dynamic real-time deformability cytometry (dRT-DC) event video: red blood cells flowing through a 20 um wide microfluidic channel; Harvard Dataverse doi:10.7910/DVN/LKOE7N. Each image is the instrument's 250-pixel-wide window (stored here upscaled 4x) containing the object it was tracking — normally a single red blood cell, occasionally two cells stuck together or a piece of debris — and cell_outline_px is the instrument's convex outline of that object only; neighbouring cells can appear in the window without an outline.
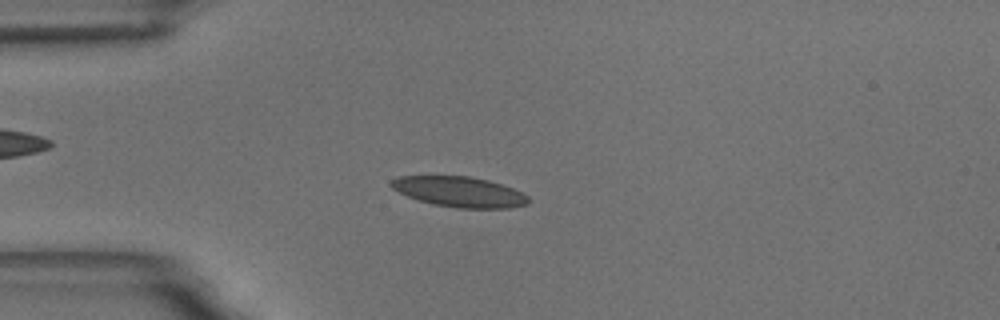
{"species": "common noctule bat (a hibernating species)", "species_latin": "Nyctalus noctula", "temperature_condition": "room temperature", "stored_images_in_passage": 55, "camera_frame_rate_fps": 3000, "um_per_image_px": 0.085, "animal": {"sex": "male", "body_mass_g": 18.8}, "frame": {"image": 1, "passage_image": 12, "time_ms": 3.667, "image_size_px": [1000, 320], "cell_outline_px": [[528, 204], [508, 208], [456, 208], [432, 204], [408, 196], [392, 188], [388, 184], [392, 180], [400, 176], [468, 176], [488, 180], [512, 188], [528, 196]], "centroid_in_image_um": [39.04, 16.3], "position_along_channel_um": 46.0, "area_um2": 24.04}}
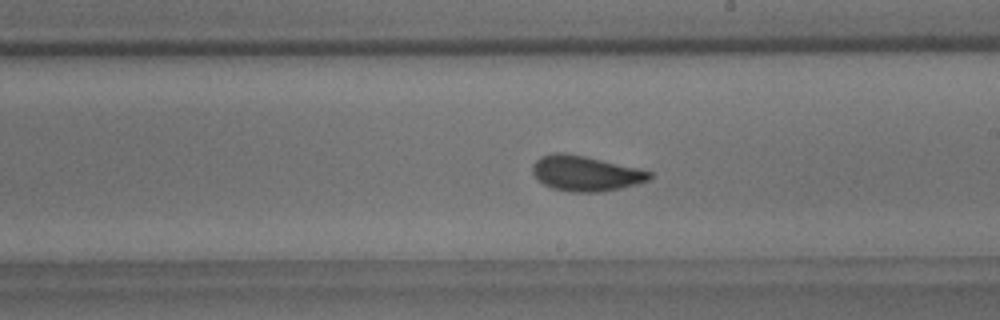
{"frame": {"image": 2, "passage_image": 30, "time_ms": 9.667, "image_size_px": [1000, 320], "cell_outline_px": [[652, 176], [648, 180], [636, 184], [620, 188], [600, 192], [572, 192], [552, 188], [544, 184], [532, 172], [532, 164], [540, 156], [552, 152], [564, 152], [584, 156], [640, 168], [652, 172]], "centroid_in_image_um": [49.77, 14.72], "position_along_channel_um": 239.2, "area_um2": 24.04}}
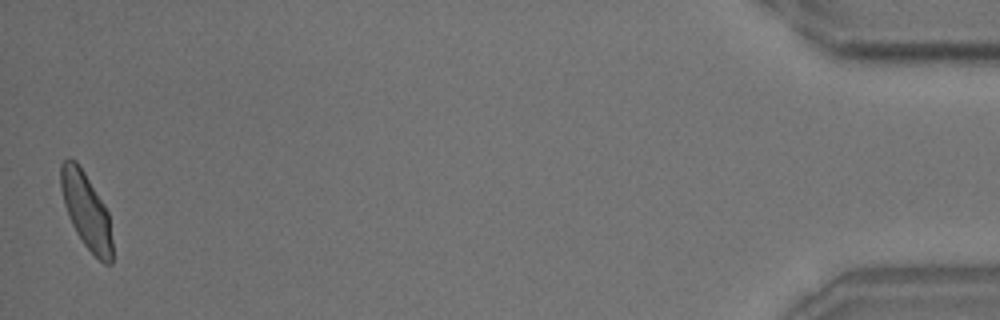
{"frame": {"image": 3, "passage_image": 54, "time_ms": 17.667, "image_size_px": [1000, 320], "cell_outline_px": [[112, 264], [104, 264], [84, 244], [76, 232], [68, 216], [64, 204], [60, 188], [60, 164], [68, 156], [76, 160], [84, 172], [104, 204], [108, 212], [112, 240]], "centroid_in_image_um": [7.31, 17.87], "position_along_channel_um": 427.9, "area_um2": 22.72}, "authors_computed_cell_mechanics": {"area_um2": 23.1778, "velocity_mm_per_s": 3.5005, "shape_relaxation_time_tau1_ms": 5.1155, "shape_relaxation_time_tau2_ms": 1.3753, "deformation_change_tau1": 0.1344, "deformation_change_tau2": 0.0622}}